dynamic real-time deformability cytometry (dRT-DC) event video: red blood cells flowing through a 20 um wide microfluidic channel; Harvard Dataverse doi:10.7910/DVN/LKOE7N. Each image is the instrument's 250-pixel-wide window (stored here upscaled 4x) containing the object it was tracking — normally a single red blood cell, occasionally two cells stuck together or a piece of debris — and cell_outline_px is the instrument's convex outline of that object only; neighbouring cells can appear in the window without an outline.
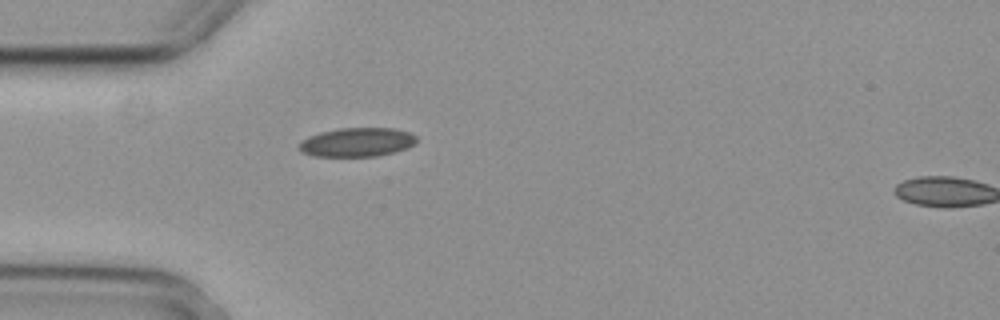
{"species": "common noctule bat (a hibernating species)", "species_latin": "Nyctalus noctula", "temperature_condition": "cold", "stored_images_in_passage": 2, "segment_of_instrument_passage": [1, 2], "camera_frame_rate_fps": 3000, "um_per_image_px": 0.085, "animal": {"sex": "female", "body_mass_g": 29.2, "forearm_length_mm": 56.3}, "frame": {"image": 1, "passage_image": 1, "time_ms": 0.0, "image_size_px": [1000, 320], "cell_outline_px": [[416, 140], [412, 144], [404, 148], [392, 152], [376, 156], [312, 156], [300, 152], [296, 144], [300, 140], [308, 136], [320, 132], [340, 128], [396, 128], [408, 132], [416, 136]], "centroid_in_image_um": [30.24, 12.08], "position_along_channel_um": 54.8, "area_um2": 19.83}}